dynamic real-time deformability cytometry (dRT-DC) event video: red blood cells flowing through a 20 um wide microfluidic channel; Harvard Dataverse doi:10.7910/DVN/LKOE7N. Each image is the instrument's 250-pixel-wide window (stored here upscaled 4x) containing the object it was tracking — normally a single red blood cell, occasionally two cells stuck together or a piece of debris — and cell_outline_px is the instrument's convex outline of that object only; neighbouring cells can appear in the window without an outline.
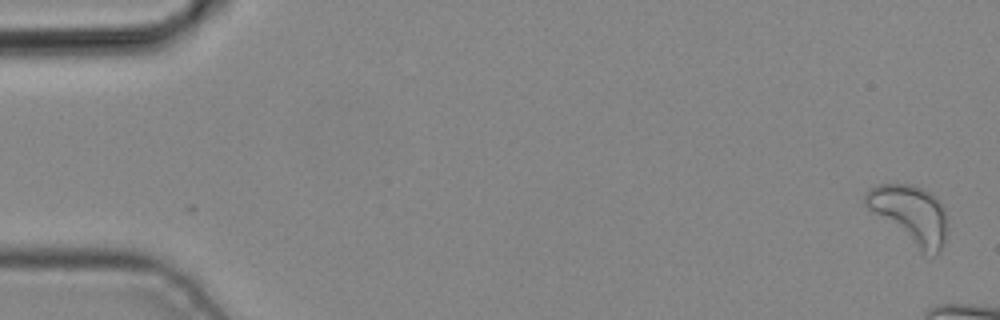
{"species": "common noctule bat (a hibernating species)", "species_latin": "Nyctalus noctula", "temperature_condition": "cold", "stored_images_in_passage": 4, "camera_frame_rate_fps": 3000, "um_per_image_px": 0.085, "animal": {"sex": "male", "body_mass_g": 19.2, "forearm_length_mm": 51.8}, "frame": {"image": 1, "passage_image": 1, "time_ms": 0.0, "image_size_px": [1000, 320], "cell_outline_px": [[944, 240], [940, 252], [932, 260], [920, 252], [868, 208], [864, 204], [864, 196], [868, 188], [880, 184], [908, 184], [920, 188], [936, 196], [944, 208]], "centroid_in_image_um": [77.35, 18.26], "position_along_channel_um": 7.7, "area_um2": 27.57}}